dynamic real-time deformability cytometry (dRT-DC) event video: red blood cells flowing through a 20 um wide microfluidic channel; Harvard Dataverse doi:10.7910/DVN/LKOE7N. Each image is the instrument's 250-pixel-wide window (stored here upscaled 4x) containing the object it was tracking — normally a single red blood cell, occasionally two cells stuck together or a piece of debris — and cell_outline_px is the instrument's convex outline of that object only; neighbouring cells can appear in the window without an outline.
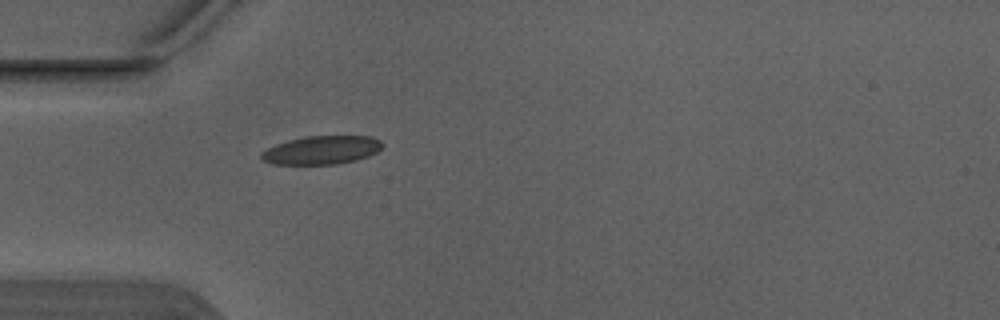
{"species": "Egyptian fruit bat (a non-hibernating species)", "species_latin": "Rousettus aegyptiacus", "temperature_condition": "warm", "stored_images_in_passage": 5, "camera_frame_rate_fps": 3000, "um_per_image_px": 0.085, "animal": {"sex": "male"}, "frame": {"image": 1, "passage_image": 5, "time_ms": 1.333, "image_size_px": [1000, 320], "cell_outline_px": [[384, 144], [376, 152], [368, 156], [356, 160], [336, 164], [276, 164], [264, 160], [260, 156], [260, 152], [276, 144], [288, 140], [304, 136], [372, 136], [380, 140]], "centroid_in_image_um": [27.35, 12.74], "position_along_channel_um": 57.7, "area_um2": 20.0}}